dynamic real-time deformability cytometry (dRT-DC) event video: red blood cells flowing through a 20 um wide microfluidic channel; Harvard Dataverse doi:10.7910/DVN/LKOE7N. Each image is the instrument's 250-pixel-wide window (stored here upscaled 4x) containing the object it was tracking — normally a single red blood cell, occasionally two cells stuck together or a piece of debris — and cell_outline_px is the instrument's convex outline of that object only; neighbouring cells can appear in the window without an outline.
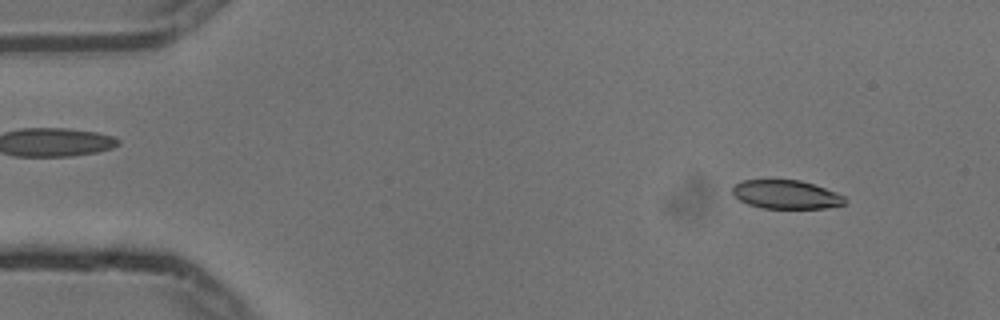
{"species": "common noctule bat (a hibernating species)", "species_latin": "Nyctalus noctula", "temperature_condition": "cold", "stored_images_in_passage": 55, "camera_frame_rate_fps": 3000, "um_per_image_px": 0.085, "animal": {"sex": "male", "body_mass_g": 13.3}, "frame": {"image": 1, "passage_image": 5, "time_ms": 1.333, "image_size_px": [1000, 320], "cell_outline_px": [[848, 204], [824, 208], [760, 208], [748, 204], [740, 200], [732, 192], [732, 188], [740, 180], [800, 180], [836, 192], [844, 196], [848, 200]], "centroid_in_image_um": [66.85, 16.54], "position_along_channel_um": 18.2, "area_um2": 18.79}}
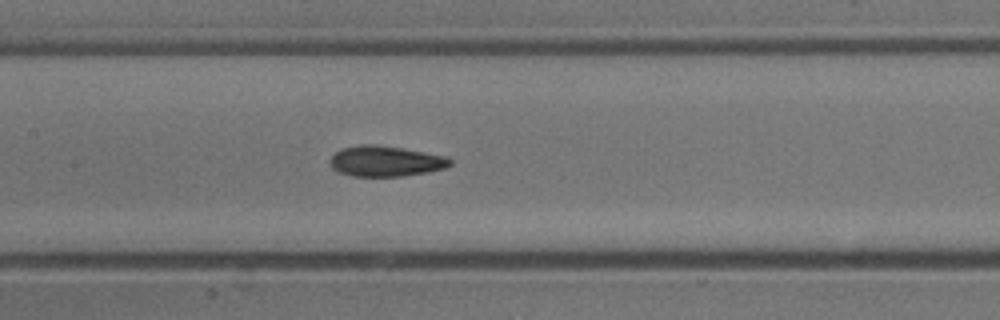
{"frame": {"image": 2, "passage_image": 25, "time_ms": 8.0, "image_size_px": [1000, 320], "cell_outline_px": [[452, 164], [444, 168], [428, 172], [400, 176], [352, 176], [340, 172], [332, 168], [328, 160], [340, 148], [360, 144], [376, 144], [448, 156], [452, 160]], "centroid_in_image_um": [32.76, 13.69], "position_along_channel_um": 174.6, "area_um2": 21.44}}
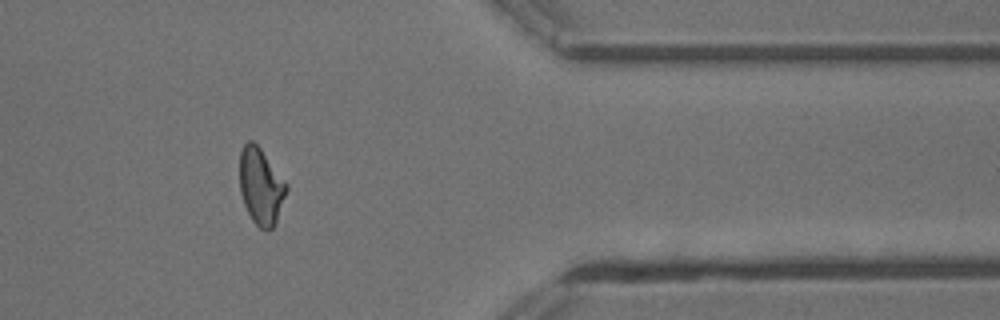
{"frame": {"image": 3, "passage_image": 44, "time_ms": 14.333, "image_size_px": [1000, 320], "cell_outline_px": [[288, 188], [276, 224], [272, 228], [260, 228], [252, 220], [244, 204], [240, 192], [240, 152], [244, 144], [248, 140], [252, 140], [260, 148], [288, 184]], "centroid_in_image_um": [22.18, 15.83], "position_along_channel_um": 389.2, "area_um2": 20.75}, "authors_computed_cell_mechanics": {"area_um2": 20.7502, "velocity_mm_per_s": 3.7448, "shape_relaxation_time_tau1_ms": 4.7312, "shape_relaxation_time_tau2_ms": 2.8272, "deformation_change_tau1": 0.1424, "deformation_change_tau2": 0.0863}}